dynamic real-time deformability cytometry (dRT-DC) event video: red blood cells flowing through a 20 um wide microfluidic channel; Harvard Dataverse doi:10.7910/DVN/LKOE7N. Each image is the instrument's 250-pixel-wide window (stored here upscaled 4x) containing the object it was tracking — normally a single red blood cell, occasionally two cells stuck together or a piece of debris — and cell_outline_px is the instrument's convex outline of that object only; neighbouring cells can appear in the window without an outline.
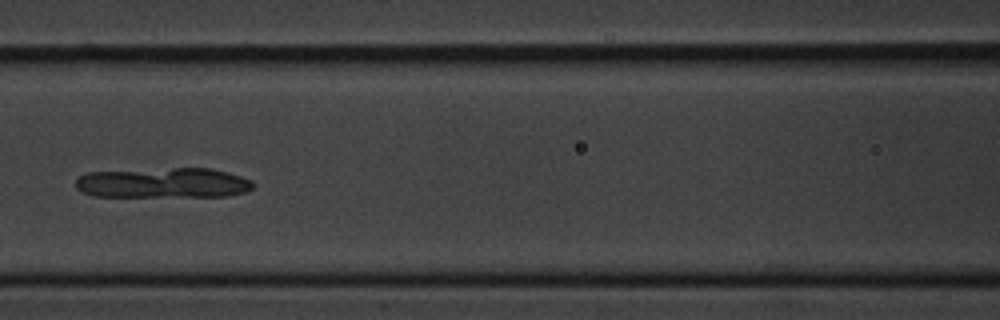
{"species": "common noctule bat (a hibernating species)", "species_latin": "Nyctalus noctula", "temperature_condition": "cold", "stored_images_in_passage": 11, "camera_frame_rate_fps": 3000, "um_per_image_px": 0.085, "animal": {"sex": "male", "body_mass_g": 20.1, "forearm_length_mm": 53.5}, "frame": {"image": 1, "passage_image": 7, "time_ms": 8.0, "image_size_px": [1000, 320], "cell_outline_px": [[256, 184], [252, 188], [244, 192], [228, 196], [92, 196], [76, 188], [76, 180], [80, 176], [88, 172], [172, 168], [212, 168], [228, 172], [252, 180]], "centroid_in_image_um": [13.92, 15.54], "position_along_channel_um": 152.7, "area_um2": 31.21}}
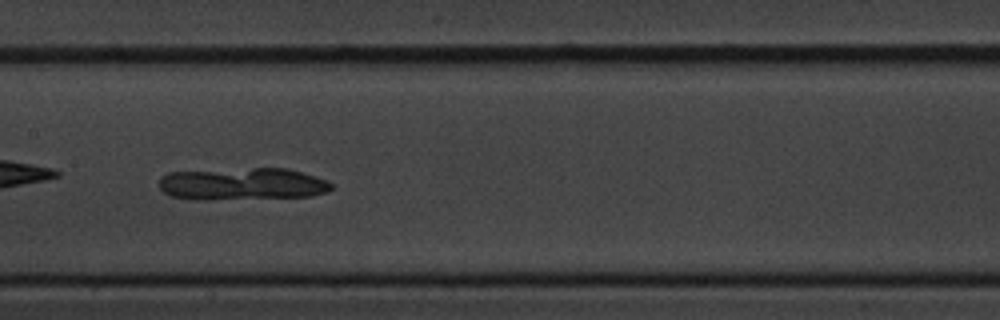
{"frame": {"image": 2, "passage_image": 8, "time_ms": 9.0, "image_size_px": [1000, 320], "cell_outline_px": [[332, 188], [328, 192], [312, 196], [208, 200], [192, 200], [172, 196], [164, 192], [160, 188], [160, 176], [168, 172], [252, 168], [288, 168], [316, 176], [328, 180], [332, 184]], "centroid_in_image_um": [20.62, 15.64], "position_along_channel_um": 186.8, "area_um2": 32.71}}
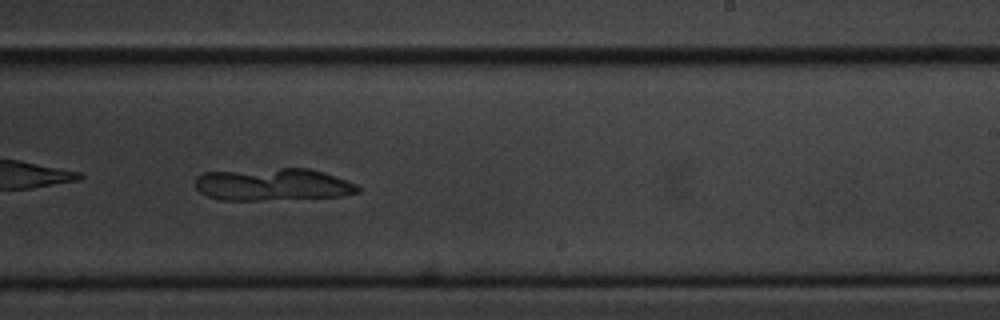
{"frame": {"image": 3, "passage_image": 10, "time_ms": 11.333, "image_size_px": [1000, 320], "cell_outline_px": [[360, 192], [344, 196], [260, 200], [220, 200], [208, 196], [200, 192], [196, 188], [196, 176], [204, 172], [280, 168], [308, 168], [324, 172], [356, 184], [360, 188]], "centroid_in_image_um": [23.19, 15.68], "position_along_channel_um": 265.8, "area_um2": 30.69}}